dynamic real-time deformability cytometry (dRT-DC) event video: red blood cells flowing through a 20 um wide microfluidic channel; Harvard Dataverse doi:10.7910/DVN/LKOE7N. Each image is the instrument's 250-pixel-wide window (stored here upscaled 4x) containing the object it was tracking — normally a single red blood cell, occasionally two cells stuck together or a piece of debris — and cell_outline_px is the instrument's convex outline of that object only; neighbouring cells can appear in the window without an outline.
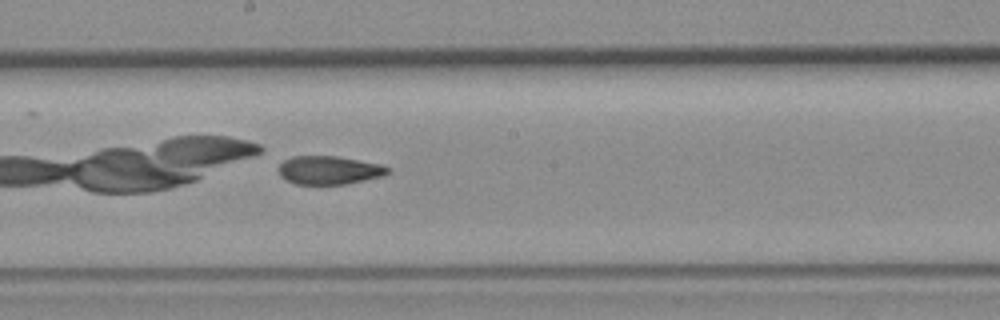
{"species": "common noctule bat (a hibernating species)", "species_latin": "Nyctalus noctula", "temperature_condition": "room temperature", "stored_images_in_passage": 30, "camera_frame_rate_fps": 3000, "um_per_image_px": 0.085, "animal": {"sex": "female", "body_mass_g": 19.3, "forearm_length_mm": 54.1}, "frame": {"image": 1, "passage_image": 13, "time_ms": 4.0, "image_size_px": [1000, 320], "cell_outline_px": [[388, 172], [384, 176], [344, 184], [296, 184], [280, 176], [276, 168], [284, 160], [292, 156], [336, 156], [380, 164], [388, 168]], "centroid_in_image_um": [27.92, 14.46], "position_along_channel_um": 220.3, "area_um2": 17.98}, "authors_computed_cell_mechanics": {"area_um2": 19.0162, "velocity_mm_per_s": 3.8344, "shape_relaxation_time_tau1_ms": null, "shape_relaxation_time_tau2_ms": 2.745, "deformation_change_tau1": null, "deformation_change_tau2": 0.0994}}